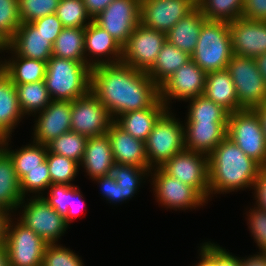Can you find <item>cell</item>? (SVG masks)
<instances>
[{
	"mask_svg": "<svg viewBox=\"0 0 266 266\" xmlns=\"http://www.w3.org/2000/svg\"><path fill=\"white\" fill-rule=\"evenodd\" d=\"M90 91L115 120L119 115L153 106L159 86L144 71L123 62L91 68Z\"/></svg>",
	"mask_w": 266,
	"mask_h": 266,
	"instance_id": "obj_1",
	"label": "cell"
},
{
	"mask_svg": "<svg viewBox=\"0 0 266 266\" xmlns=\"http://www.w3.org/2000/svg\"><path fill=\"white\" fill-rule=\"evenodd\" d=\"M208 166L209 198L211 194H226L247 187L254 189L263 168L227 136L208 156Z\"/></svg>",
	"mask_w": 266,
	"mask_h": 266,
	"instance_id": "obj_2",
	"label": "cell"
},
{
	"mask_svg": "<svg viewBox=\"0 0 266 266\" xmlns=\"http://www.w3.org/2000/svg\"><path fill=\"white\" fill-rule=\"evenodd\" d=\"M90 71L85 62L52 56L44 78L52 100L74 101L85 95L90 90Z\"/></svg>",
	"mask_w": 266,
	"mask_h": 266,
	"instance_id": "obj_3",
	"label": "cell"
},
{
	"mask_svg": "<svg viewBox=\"0 0 266 266\" xmlns=\"http://www.w3.org/2000/svg\"><path fill=\"white\" fill-rule=\"evenodd\" d=\"M233 56L229 23L205 20L191 59L206 73L227 69Z\"/></svg>",
	"mask_w": 266,
	"mask_h": 266,
	"instance_id": "obj_4",
	"label": "cell"
},
{
	"mask_svg": "<svg viewBox=\"0 0 266 266\" xmlns=\"http://www.w3.org/2000/svg\"><path fill=\"white\" fill-rule=\"evenodd\" d=\"M167 109L157 120L145 141L149 169L160 168L173 155L183 151L184 124Z\"/></svg>",
	"mask_w": 266,
	"mask_h": 266,
	"instance_id": "obj_5",
	"label": "cell"
},
{
	"mask_svg": "<svg viewBox=\"0 0 266 266\" xmlns=\"http://www.w3.org/2000/svg\"><path fill=\"white\" fill-rule=\"evenodd\" d=\"M227 137L250 158L266 167V139L261 119L252 109L229 113Z\"/></svg>",
	"mask_w": 266,
	"mask_h": 266,
	"instance_id": "obj_6",
	"label": "cell"
},
{
	"mask_svg": "<svg viewBox=\"0 0 266 266\" xmlns=\"http://www.w3.org/2000/svg\"><path fill=\"white\" fill-rule=\"evenodd\" d=\"M227 70L243 109L254 110L266 102V82L259 72L255 58L233 54Z\"/></svg>",
	"mask_w": 266,
	"mask_h": 266,
	"instance_id": "obj_7",
	"label": "cell"
},
{
	"mask_svg": "<svg viewBox=\"0 0 266 266\" xmlns=\"http://www.w3.org/2000/svg\"><path fill=\"white\" fill-rule=\"evenodd\" d=\"M31 197V199H26L30 201L27 203L23 198L17 207V210L24 207L20 213L22 215L18 218L19 221L34 231L46 243H57L69 225L65 222V218L55 211L42 196Z\"/></svg>",
	"mask_w": 266,
	"mask_h": 266,
	"instance_id": "obj_8",
	"label": "cell"
},
{
	"mask_svg": "<svg viewBox=\"0 0 266 266\" xmlns=\"http://www.w3.org/2000/svg\"><path fill=\"white\" fill-rule=\"evenodd\" d=\"M15 223L11 216L5 240L10 266H42L48 243L18 219Z\"/></svg>",
	"mask_w": 266,
	"mask_h": 266,
	"instance_id": "obj_9",
	"label": "cell"
},
{
	"mask_svg": "<svg viewBox=\"0 0 266 266\" xmlns=\"http://www.w3.org/2000/svg\"><path fill=\"white\" fill-rule=\"evenodd\" d=\"M149 175L153 177L150 180L157 202L167 209L191 210L208 203L195 188L169 176L161 168L151 169Z\"/></svg>",
	"mask_w": 266,
	"mask_h": 266,
	"instance_id": "obj_10",
	"label": "cell"
},
{
	"mask_svg": "<svg viewBox=\"0 0 266 266\" xmlns=\"http://www.w3.org/2000/svg\"><path fill=\"white\" fill-rule=\"evenodd\" d=\"M70 118L71 131L87 138L106 134L114 122L109 111L90 90L72 101Z\"/></svg>",
	"mask_w": 266,
	"mask_h": 266,
	"instance_id": "obj_11",
	"label": "cell"
},
{
	"mask_svg": "<svg viewBox=\"0 0 266 266\" xmlns=\"http://www.w3.org/2000/svg\"><path fill=\"white\" fill-rule=\"evenodd\" d=\"M160 168L169 176L195 188L208 201L209 166L207 155L184 149L173 155Z\"/></svg>",
	"mask_w": 266,
	"mask_h": 266,
	"instance_id": "obj_12",
	"label": "cell"
},
{
	"mask_svg": "<svg viewBox=\"0 0 266 266\" xmlns=\"http://www.w3.org/2000/svg\"><path fill=\"white\" fill-rule=\"evenodd\" d=\"M166 41L165 33L144 27L140 23L123 46L121 62L147 72L155 63Z\"/></svg>",
	"mask_w": 266,
	"mask_h": 266,
	"instance_id": "obj_13",
	"label": "cell"
},
{
	"mask_svg": "<svg viewBox=\"0 0 266 266\" xmlns=\"http://www.w3.org/2000/svg\"><path fill=\"white\" fill-rule=\"evenodd\" d=\"M93 21L123 47L140 24V0H113Z\"/></svg>",
	"mask_w": 266,
	"mask_h": 266,
	"instance_id": "obj_14",
	"label": "cell"
},
{
	"mask_svg": "<svg viewBox=\"0 0 266 266\" xmlns=\"http://www.w3.org/2000/svg\"><path fill=\"white\" fill-rule=\"evenodd\" d=\"M206 72L192 59L176 70L160 87V99L168 109L172 100L187 101L202 96Z\"/></svg>",
	"mask_w": 266,
	"mask_h": 266,
	"instance_id": "obj_15",
	"label": "cell"
},
{
	"mask_svg": "<svg viewBox=\"0 0 266 266\" xmlns=\"http://www.w3.org/2000/svg\"><path fill=\"white\" fill-rule=\"evenodd\" d=\"M196 6V0H140V23L166 34Z\"/></svg>",
	"mask_w": 266,
	"mask_h": 266,
	"instance_id": "obj_16",
	"label": "cell"
},
{
	"mask_svg": "<svg viewBox=\"0 0 266 266\" xmlns=\"http://www.w3.org/2000/svg\"><path fill=\"white\" fill-rule=\"evenodd\" d=\"M72 101L52 100L38 112L33 129V142L47 145L60 135L71 131Z\"/></svg>",
	"mask_w": 266,
	"mask_h": 266,
	"instance_id": "obj_17",
	"label": "cell"
},
{
	"mask_svg": "<svg viewBox=\"0 0 266 266\" xmlns=\"http://www.w3.org/2000/svg\"><path fill=\"white\" fill-rule=\"evenodd\" d=\"M229 28L233 54L256 58L266 53V21L241 17L229 22Z\"/></svg>",
	"mask_w": 266,
	"mask_h": 266,
	"instance_id": "obj_18",
	"label": "cell"
},
{
	"mask_svg": "<svg viewBox=\"0 0 266 266\" xmlns=\"http://www.w3.org/2000/svg\"><path fill=\"white\" fill-rule=\"evenodd\" d=\"M84 35L85 63L89 67L121 62L123 47L93 20L84 28ZM91 57H94L95 60H92ZM102 57L106 58L102 59Z\"/></svg>",
	"mask_w": 266,
	"mask_h": 266,
	"instance_id": "obj_19",
	"label": "cell"
},
{
	"mask_svg": "<svg viewBox=\"0 0 266 266\" xmlns=\"http://www.w3.org/2000/svg\"><path fill=\"white\" fill-rule=\"evenodd\" d=\"M7 46L18 56L46 63L53 52V43L32 23H21Z\"/></svg>",
	"mask_w": 266,
	"mask_h": 266,
	"instance_id": "obj_20",
	"label": "cell"
},
{
	"mask_svg": "<svg viewBox=\"0 0 266 266\" xmlns=\"http://www.w3.org/2000/svg\"><path fill=\"white\" fill-rule=\"evenodd\" d=\"M106 134L110 140L115 164L149 169L144 141L134 138L115 122L110 125Z\"/></svg>",
	"mask_w": 266,
	"mask_h": 266,
	"instance_id": "obj_21",
	"label": "cell"
},
{
	"mask_svg": "<svg viewBox=\"0 0 266 266\" xmlns=\"http://www.w3.org/2000/svg\"><path fill=\"white\" fill-rule=\"evenodd\" d=\"M228 122H185L184 145L186 150L209 156L227 136Z\"/></svg>",
	"mask_w": 266,
	"mask_h": 266,
	"instance_id": "obj_22",
	"label": "cell"
},
{
	"mask_svg": "<svg viewBox=\"0 0 266 266\" xmlns=\"http://www.w3.org/2000/svg\"><path fill=\"white\" fill-rule=\"evenodd\" d=\"M115 165L107 134L87 138L83 159L80 163L90 179L109 175Z\"/></svg>",
	"mask_w": 266,
	"mask_h": 266,
	"instance_id": "obj_23",
	"label": "cell"
},
{
	"mask_svg": "<svg viewBox=\"0 0 266 266\" xmlns=\"http://www.w3.org/2000/svg\"><path fill=\"white\" fill-rule=\"evenodd\" d=\"M203 96L229 113L244 110L238 102L235 85L227 69L206 73Z\"/></svg>",
	"mask_w": 266,
	"mask_h": 266,
	"instance_id": "obj_24",
	"label": "cell"
},
{
	"mask_svg": "<svg viewBox=\"0 0 266 266\" xmlns=\"http://www.w3.org/2000/svg\"><path fill=\"white\" fill-rule=\"evenodd\" d=\"M159 99L153 106L119 115L114 122L134 138L146 141L159 117L167 110Z\"/></svg>",
	"mask_w": 266,
	"mask_h": 266,
	"instance_id": "obj_25",
	"label": "cell"
},
{
	"mask_svg": "<svg viewBox=\"0 0 266 266\" xmlns=\"http://www.w3.org/2000/svg\"><path fill=\"white\" fill-rule=\"evenodd\" d=\"M23 117L15 84L0 68V140L12 137L13 129Z\"/></svg>",
	"mask_w": 266,
	"mask_h": 266,
	"instance_id": "obj_26",
	"label": "cell"
},
{
	"mask_svg": "<svg viewBox=\"0 0 266 266\" xmlns=\"http://www.w3.org/2000/svg\"><path fill=\"white\" fill-rule=\"evenodd\" d=\"M205 20L206 17L196 6L166 33L167 42L191 56L196 48L199 33Z\"/></svg>",
	"mask_w": 266,
	"mask_h": 266,
	"instance_id": "obj_27",
	"label": "cell"
},
{
	"mask_svg": "<svg viewBox=\"0 0 266 266\" xmlns=\"http://www.w3.org/2000/svg\"><path fill=\"white\" fill-rule=\"evenodd\" d=\"M22 200L20 180L13 159L0 145V208L11 214L17 211Z\"/></svg>",
	"mask_w": 266,
	"mask_h": 266,
	"instance_id": "obj_28",
	"label": "cell"
},
{
	"mask_svg": "<svg viewBox=\"0 0 266 266\" xmlns=\"http://www.w3.org/2000/svg\"><path fill=\"white\" fill-rule=\"evenodd\" d=\"M11 58L0 60L1 70L11 79L13 84H26L43 81L46 73V62L28 59L16 55L8 46ZM13 54V55H12Z\"/></svg>",
	"mask_w": 266,
	"mask_h": 266,
	"instance_id": "obj_29",
	"label": "cell"
},
{
	"mask_svg": "<svg viewBox=\"0 0 266 266\" xmlns=\"http://www.w3.org/2000/svg\"><path fill=\"white\" fill-rule=\"evenodd\" d=\"M10 137L0 140V145L10 154L13 159L15 172L19 180H21L30 170L43 168V162L47 157V146L36 142L29 143L24 147L15 150H10Z\"/></svg>",
	"mask_w": 266,
	"mask_h": 266,
	"instance_id": "obj_30",
	"label": "cell"
},
{
	"mask_svg": "<svg viewBox=\"0 0 266 266\" xmlns=\"http://www.w3.org/2000/svg\"><path fill=\"white\" fill-rule=\"evenodd\" d=\"M189 60H191V56L188 53L183 52L166 41L155 63L146 73L160 87L176 70Z\"/></svg>",
	"mask_w": 266,
	"mask_h": 266,
	"instance_id": "obj_31",
	"label": "cell"
},
{
	"mask_svg": "<svg viewBox=\"0 0 266 266\" xmlns=\"http://www.w3.org/2000/svg\"><path fill=\"white\" fill-rule=\"evenodd\" d=\"M84 28L64 27L53 43L52 56L85 62Z\"/></svg>",
	"mask_w": 266,
	"mask_h": 266,
	"instance_id": "obj_32",
	"label": "cell"
},
{
	"mask_svg": "<svg viewBox=\"0 0 266 266\" xmlns=\"http://www.w3.org/2000/svg\"><path fill=\"white\" fill-rule=\"evenodd\" d=\"M15 87L19 106L24 116H31V114L36 116L38 111L44 110L52 101L44 80L26 84H15Z\"/></svg>",
	"mask_w": 266,
	"mask_h": 266,
	"instance_id": "obj_33",
	"label": "cell"
},
{
	"mask_svg": "<svg viewBox=\"0 0 266 266\" xmlns=\"http://www.w3.org/2000/svg\"><path fill=\"white\" fill-rule=\"evenodd\" d=\"M207 20L232 22L242 17L244 0H196Z\"/></svg>",
	"mask_w": 266,
	"mask_h": 266,
	"instance_id": "obj_34",
	"label": "cell"
},
{
	"mask_svg": "<svg viewBox=\"0 0 266 266\" xmlns=\"http://www.w3.org/2000/svg\"><path fill=\"white\" fill-rule=\"evenodd\" d=\"M188 101L186 122H228L229 112L203 95Z\"/></svg>",
	"mask_w": 266,
	"mask_h": 266,
	"instance_id": "obj_35",
	"label": "cell"
},
{
	"mask_svg": "<svg viewBox=\"0 0 266 266\" xmlns=\"http://www.w3.org/2000/svg\"><path fill=\"white\" fill-rule=\"evenodd\" d=\"M149 172L150 169L115 164L111 169L110 175L117 181L118 185H121L123 190V201H126L134 197V194L139 189L145 176L146 178L150 176Z\"/></svg>",
	"mask_w": 266,
	"mask_h": 266,
	"instance_id": "obj_36",
	"label": "cell"
},
{
	"mask_svg": "<svg viewBox=\"0 0 266 266\" xmlns=\"http://www.w3.org/2000/svg\"><path fill=\"white\" fill-rule=\"evenodd\" d=\"M87 137L76 132L69 131L49 142L46 146L49 152L62 155L81 163Z\"/></svg>",
	"mask_w": 266,
	"mask_h": 266,
	"instance_id": "obj_37",
	"label": "cell"
},
{
	"mask_svg": "<svg viewBox=\"0 0 266 266\" xmlns=\"http://www.w3.org/2000/svg\"><path fill=\"white\" fill-rule=\"evenodd\" d=\"M55 14L63 27L85 28L93 20L83 0H60Z\"/></svg>",
	"mask_w": 266,
	"mask_h": 266,
	"instance_id": "obj_38",
	"label": "cell"
},
{
	"mask_svg": "<svg viewBox=\"0 0 266 266\" xmlns=\"http://www.w3.org/2000/svg\"><path fill=\"white\" fill-rule=\"evenodd\" d=\"M46 161L49 167L51 184H71L75 176L78 174L80 164L73 159L62 155L47 152Z\"/></svg>",
	"mask_w": 266,
	"mask_h": 266,
	"instance_id": "obj_39",
	"label": "cell"
},
{
	"mask_svg": "<svg viewBox=\"0 0 266 266\" xmlns=\"http://www.w3.org/2000/svg\"><path fill=\"white\" fill-rule=\"evenodd\" d=\"M60 0H18L22 23H32L44 16L54 14Z\"/></svg>",
	"mask_w": 266,
	"mask_h": 266,
	"instance_id": "obj_40",
	"label": "cell"
},
{
	"mask_svg": "<svg viewBox=\"0 0 266 266\" xmlns=\"http://www.w3.org/2000/svg\"><path fill=\"white\" fill-rule=\"evenodd\" d=\"M18 0H0V37L7 43L21 25Z\"/></svg>",
	"mask_w": 266,
	"mask_h": 266,
	"instance_id": "obj_41",
	"label": "cell"
},
{
	"mask_svg": "<svg viewBox=\"0 0 266 266\" xmlns=\"http://www.w3.org/2000/svg\"><path fill=\"white\" fill-rule=\"evenodd\" d=\"M50 185L51 178L49 174V167L47 161H45L43 162V168H36L34 170H30L20 180L22 197L25 198L28 192L33 194L35 193V197L43 196V192L48 189Z\"/></svg>",
	"mask_w": 266,
	"mask_h": 266,
	"instance_id": "obj_42",
	"label": "cell"
},
{
	"mask_svg": "<svg viewBox=\"0 0 266 266\" xmlns=\"http://www.w3.org/2000/svg\"><path fill=\"white\" fill-rule=\"evenodd\" d=\"M42 266H84V263L73 250L54 243L46 245Z\"/></svg>",
	"mask_w": 266,
	"mask_h": 266,
	"instance_id": "obj_43",
	"label": "cell"
},
{
	"mask_svg": "<svg viewBox=\"0 0 266 266\" xmlns=\"http://www.w3.org/2000/svg\"><path fill=\"white\" fill-rule=\"evenodd\" d=\"M202 266H241V264L239 257L209 241L202 244Z\"/></svg>",
	"mask_w": 266,
	"mask_h": 266,
	"instance_id": "obj_44",
	"label": "cell"
},
{
	"mask_svg": "<svg viewBox=\"0 0 266 266\" xmlns=\"http://www.w3.org/2000/svg\"><path fill=\"white\" fill-rule=\"evenodd\" d=\"M251 210V211H250ZM247 212L248 227L253 236L255 243L259 248V252L266 253V210L258 207L250 208Z\"/></svg>",
	"mask_w": 266,
	"mask_h": 266,
	"instance_id": "obj_45",
	"label": "cell"
},
{
	"mask_svg": "<svg viewBox=\"0 0 266 266\" xmlns=\"http://www.w3.org/2000/svg\"><path fill=\"white\" fill-rule=\"evenodd\" d=\"M47 191V197L43 195V199L61 216L65 217L71 202V185L51 184Z\"/></svg>",
	"mask_w": 266,
	"mask_h": 266,
	"instance_id": "obj_46",
	"label": "cell"
},
{
	"mask_svg": "<svg viewBox=\"0 0 266 266\" xmlns=\"http://www.w3.org/2000/svg\"><path fill=\"white\" fill-rule=\"evenodd\" d=\"M96 181L102 191V196L106 198L110 203H120L123 201V190L121 185L117 184V181L109 174L102 177L93 178Z\"/></svg>",
	"mask_w": 266,
	"mask_h": 266,
	"instance_id": "obj_47",
	"label": "cell"
},
{
	"mask_svg": "<svg viewBox=\"0 0 266 266\" xmlns=\"http://www.w3.org/2000/svg\"><path fill=\"white\" fill-rule=\"evenodd\" d=\"M32 24L40 30L42 34H44L47 38H49L50 42L54 43L62 29V23L60 19L56 16V14H50L44 16L38 20L32 22Z\"/></svg>",
	"mask_w": 266,
	"mask_h": 266,
	"instance_id": "obj_48",
	"label": "cell"
},
{
	"mask_svg": "<svg viewBox=\"0 0 266 266\" xmlns=\"http://www.w3.org/2000/svg\"><path fill=\"white\" fill-rule=\"evenodd\" d=\"M242 17L250 20L266 21V0H244Z\"/></svg>",
	"mask_w": 266,
	"mask_h": 266,
	"instance_id": "obj_49",
	"label": "cell"
},
{
	"mask_svg": "<svg viewBox=\"0 0 266 266\" xmlns=\"http://www.w3.org/2000/svg\"><path fill=\"white\" fill-rule=\"evenodd\" d=\"M81 191L78 186L71 185V202L68 206V211L65 218V222L69 225L75 217H78L80 211L83 210V200Z\"/></svg>",
	"mask_w": 266,
	"mask_h": 266,
	"instance_id": "obj_50",
	"label": "cell"
},
{
	"mask_svg": "<svg viewBox=\"0 0 266 266\" xmlns=\"http://www.w3.org/2000/svg\"><path fill=\"white\" fill-rule=\"evenodd\" d=\"M254 194L258 207L266 210V167L262 168L254 185Z\"/></svg>",
	"mask_w": 266,
	"mask_h": 266,
	"instance_id": "obj_51",
	"label": "cell"
},
{
	"mask_svg": "<svg viewBox=\"0 0 266 266\" xmlns=\"http://www.w3.org/2000/svg\"><path fill=\"white\" fill-rule=\"evenodd\" d=\"M113 0H83L88 14L95 18L101 13Z\"/></svg>",
	"mask_w": 266,
	"mask_h": 266,
	"instance_id": "obj_52",
	"label": "cell"
},
{
	"mask_svg": "<svg viewBox=\"0 0 266 266\" xmlns=\"http://www.w3.org/2000/svg\"><path fill=\"white\" fill-rule=\"evenodd\" d=\"M241 266H266V253L259 252L258 254H254L248 256L247 258L240 259Z\"/></svg>",
	"mask_w": 266,
	"mask_h": 266,
	"instance_id": "obj_53",
	"label": "cell"
},
{
	"mask_svg": "<svg viewBox=\"0 0 266 266\" xmlns=\"http://www.w3.org/2000/svg\"><path fill=\"white\" fill-rule=\"evenodd\" d=\"M11 216L5 209L0 208V246L5 245L7 225Z\"/></svg>",
	"mask_w": 266,
	"mask_h": 266,
	"instance_id": "obj_54",
	"label": "cell"
},
{
	"mask_svg": "<svg viewBox=\"0 0 266 266\" xmlns=\"http://www.w3.org/2000/svg\"><path fill=\"white\" fill-rule=\"evenodd\" d=\"M259 72L266 82V53L255 58Z\"/></svg>",
	"mask_w": 266,
	"mask_h": 266,
	"instance_id": "obj_55",
	"label": "cell"
},
{
	"mask_svg": "<svg viewBox=\"0 0 266 266\" xmlns=\"http://www.w3.org/2000/svg\"><path fill=\"white\" fill-rule=\"evenodd\" d=\"M254 110L258 113V115L261 119V123H262V127H263V133H264L265 139H266V102L263 105L255 108Z\"/></svg>",
	"mask_w": 266,
	"mask_h": 266,
	"instance_id": "obj_56",
	"label": "cell"
},
{
	"mask_svg": "<svg viewBox=\"0 0 266 266\" xmlns=\"http://www.w3.org/2000/svg\"><path fill=\"white\" fill-rule=\"evenodd\" d=\"M0 266H10L8 252L5 245L0 246Z\"/></svg>",
	"mask_w": 266,
	"mask_h": 266,
	"instance_id": "obj_57",
	"label": "cell"
},
{
	"mask_svg": "<svg viewBox=\"0 0 266 266\" xmlns=\"http://www.w3.org/2000/svg\"><path fill=\"white\" fill-rule=\"evenodd\" d=\"M7 43L0 37V51L4 53L6 50Z\"/></svg>",
	"mask_w": 266,
	"mask_h": 266,
	"instance_id": "obj_58",
	"label": "cell"
},
{
	"mask_svg": "<svg viewBox=\"0 0 266 266\" xmlns=\"http://www.w3.org/2000/svg\"><path fill=\"white\" fill-rule=\"evenodd\" d=\"M200 260H199V262L195 265V266H202V244L200 245ZM194 266V265H193Z\"/></svg>",
	"mask_w": 266,
	"mask_h": 266,
	"instance_id": "obj_59",
	"label": "cell"
}]
</instances>
